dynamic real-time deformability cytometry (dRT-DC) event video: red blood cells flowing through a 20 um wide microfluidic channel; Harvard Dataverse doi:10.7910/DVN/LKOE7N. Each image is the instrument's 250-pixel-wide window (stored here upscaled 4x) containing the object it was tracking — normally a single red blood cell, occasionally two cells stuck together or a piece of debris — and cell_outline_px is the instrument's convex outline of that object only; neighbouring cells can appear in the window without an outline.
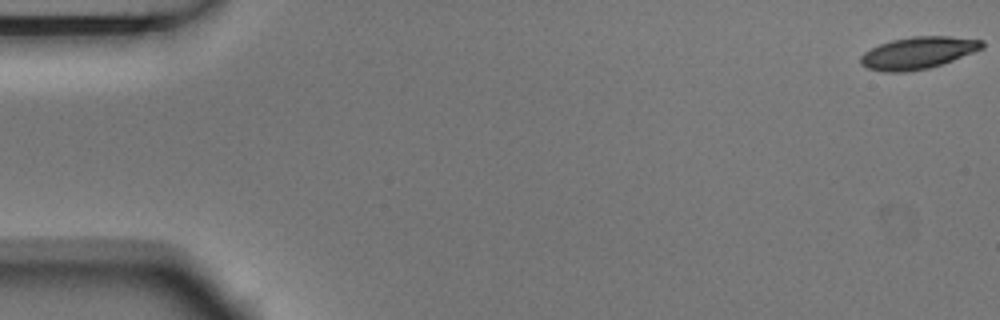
{"species": "Egyptian fruit bat (a non-hibernating species)", "species_latin": "Rousettus aegyptiacus", "temperature_condition": "room temperature", "stored_images_in_passage": 3, "camera_frame_rate_fps": 3000, "um_per_image_px": 0.085, "animal": {"sex": "male"}, "frame": {"image": 1, "passage_image": 1, "time_ms": 0.0, "image_size_px": [1000, 320], "cell_outline_px": [[984, 48], [952, 60], [928, 68], [908, 72], [884, 72], [868, 68], [860, 64], [860, 56], [864, 52], [880, 44], [892, 40], [912, 36], [948, 36], [984, 40]], "centroid_in_image_um": [78.02, 4.49], "position_along_channel_um": 7.0, "area_um2": 22.6}}